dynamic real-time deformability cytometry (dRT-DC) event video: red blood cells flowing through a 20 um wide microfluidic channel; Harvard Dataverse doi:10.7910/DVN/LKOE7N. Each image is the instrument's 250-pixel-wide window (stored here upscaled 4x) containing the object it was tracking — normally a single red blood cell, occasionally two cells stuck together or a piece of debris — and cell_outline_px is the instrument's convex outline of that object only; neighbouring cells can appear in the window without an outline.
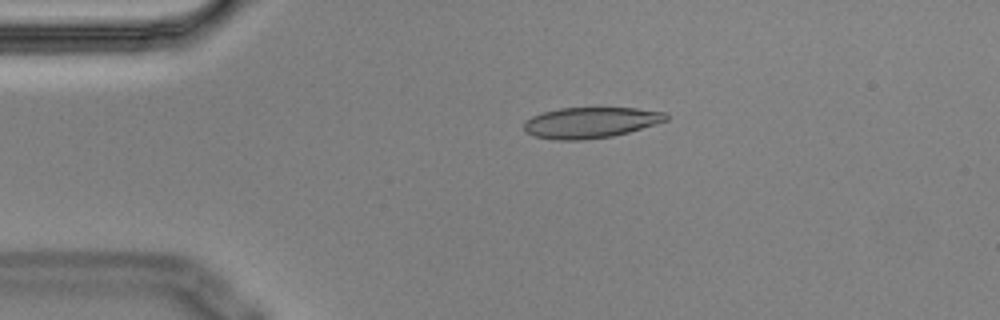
{"species": "Egyptian fruit bat (a non-hibernating species)", "species_latin": "Rousettus aegyptiacus", "temperature_condition": "cold", "stored_images_in_passage": 4, "camera_frame_rate_fps": 3000, "um_per_image_px": 0.085, "animal": {"sex": "male"}, "frame": {"image": 1, "passage_image": 3, "time_ms": 0.667, "image_size_px": [1000, 320], "cell_outline_px": [[668, 120], [628, 132], [612, 136], [580, 140], [556, 140], [532, 136], [524, 132], [524, 120], [532, 116], [544, 112], [560, 108], [636, 108], [668, 112]], "centroid_in_image_um": [50.17, 10.42], "position_along_channel_um": 34.8, "area_um2": 25.61}}